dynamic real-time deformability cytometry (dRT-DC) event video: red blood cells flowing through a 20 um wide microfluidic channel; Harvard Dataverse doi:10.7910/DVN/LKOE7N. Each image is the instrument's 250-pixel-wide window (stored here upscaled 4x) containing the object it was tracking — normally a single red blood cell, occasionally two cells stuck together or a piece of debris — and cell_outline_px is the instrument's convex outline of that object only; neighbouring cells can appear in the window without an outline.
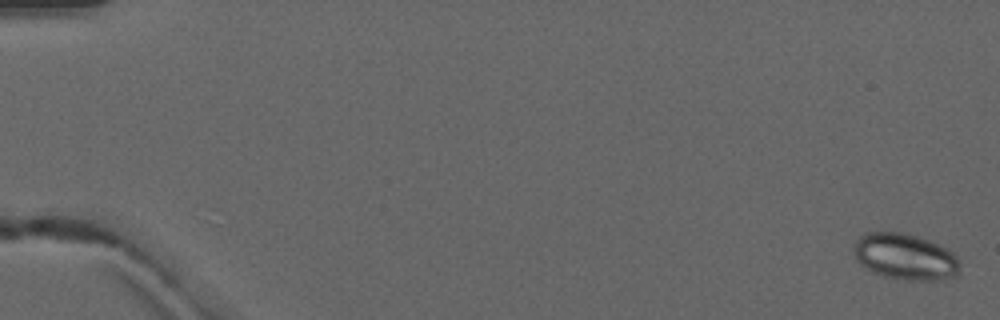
{"species": "common noctule bat (a hibernating species)", "species_latin": "Nyctalus noctula", "temperature_condition": "warm", "stored_images_in_passage": 5, "camera_frame_rate_fps": 3000, "um_per_image_px": 0.085, "animal": {"sex": "male", "forearm_length_mm": 52.5}, "frame": {"image": 1, "passage_image": 1, "time_ms": 0.0, "image_size_px": [1000, 320], "cell_outline_px": [[960, 272], [956, 276], [940, 280], [908, 280], [884, 276], [872, 272], [860, 264], [856, 260], [852, 248], [856, 240], [864, 232], [904, 232], [928, 240], [948, 248], [960, 260]], "centroid_in_image_um": [76.94, 21.82], "position_along_channel_um": 8.1, "area_um2": 28.96}}